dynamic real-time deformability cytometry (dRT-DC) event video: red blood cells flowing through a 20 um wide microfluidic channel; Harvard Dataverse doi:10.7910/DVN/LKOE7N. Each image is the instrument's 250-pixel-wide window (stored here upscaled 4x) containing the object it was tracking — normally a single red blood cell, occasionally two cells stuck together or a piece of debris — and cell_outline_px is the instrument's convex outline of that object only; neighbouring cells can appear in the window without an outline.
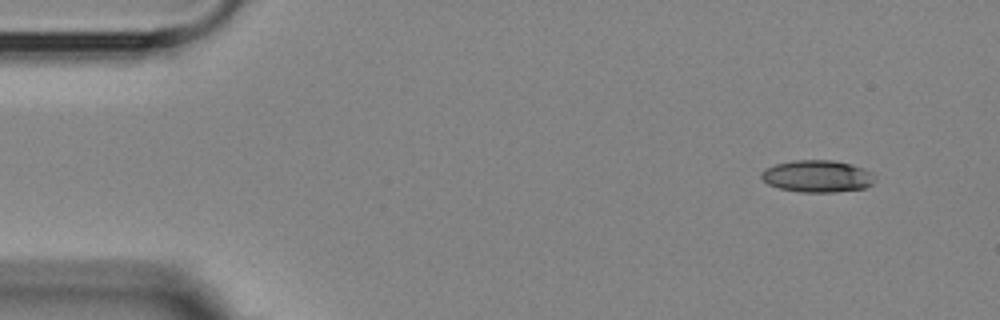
{"species": "Egyptian fruit bat (a non-hibernating species)", "species_latin": "Rousettus aegyptiacus", "temperature_condition": "room temperature", "stored_images_in_passage": 14, "camera_frame_rate_fps": 3000, "um_per_image_px": 0.085, "animal": {"sex": "female"}, "frame": {"image": 1, "passage_image": 1, "time_ms": 0.0, "image_size_px": [1000, 320], "cell_outline_px": [[872, 184], [864, 188], [836, 192], [800, 192], [780, 188], [768, 184], [760, 176], [760, 172], [764, 168], [776, 164], [792, 160], [832, 160], [852, 164], [864, 168], [872, 172]], "centroid_in_image_um": [69.44, 14.97], "position_along_channel_um": 15.6, "area_um2": 21.21}}
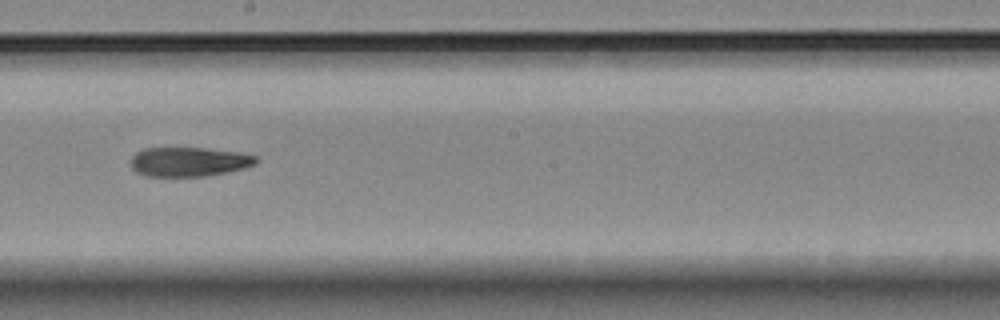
{"frame": {"image": 2, "passage_image": 8, "time_ms": 8.667, "image_size_px": [1000, 320], "cell_outline_px": [[260, 160], [256, 164], [244, 168], [204, 176], [148, 176], [136, 172], [132, 168], [132, 156], [136, 152], [144, 148], [204, 148], [240, 152], [256, 156]], "centroid_in_image_um": [16.08, 13.74], "position_along_channel_um": 232.1, "area_um2": 21.33}}
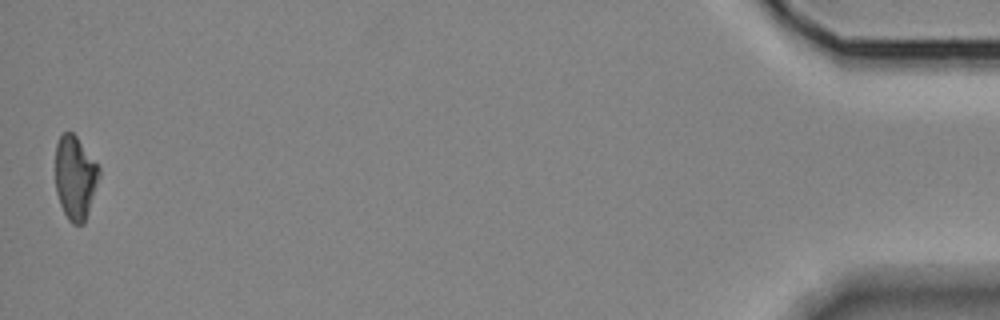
{"frame": {"image": 3, "passage_image": 14, "time_ms": 16.667, "image_size_px": [1000, 320], "cell_outline_px": [[100, 176], [84, 224], [72, 224], [68, 220], [60, 204], [56, 192], [56, 144], [60, 136], [64, 132], [72, 132], [76, 136], [100, 168]], "centroid_in_image_um": [6.39, 15.11], "position_along_channel_um": 428.8, "area_um2": 21.15}}